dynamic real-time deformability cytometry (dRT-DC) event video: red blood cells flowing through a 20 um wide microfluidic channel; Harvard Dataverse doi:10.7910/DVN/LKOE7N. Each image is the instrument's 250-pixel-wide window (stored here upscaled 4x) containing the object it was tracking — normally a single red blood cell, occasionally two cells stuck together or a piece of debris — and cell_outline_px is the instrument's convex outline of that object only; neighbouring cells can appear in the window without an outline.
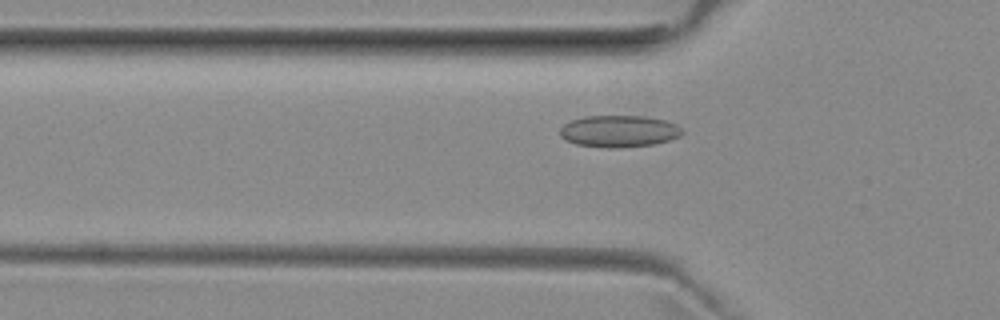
{"species": "common noctule bat (a hibernating species)", "species_latin": "Nyctalus noctula", "temperature_condition": "room temperature", "stored_images_in_passage": 52, "camera_frame_rate_fps": 3000, "um_per_image_px": 0.085, "animal": {"sex": "female", "body_mass_g": 29.2, "forearm_length_mm": 56.3}, "frame": {"image": 1, "passage_image": 17, "time_ms": 5.333, "image_size_px": [1000, 320], "cell_outline_px": [[684, 132], [680, 136], [668, 140], [652, 144], [620, 148], [608, 148], [576, 144], [560, 136], [560, 128], [564, 124], [572, 120], [584, 116], [644, 116], [664, 120], [676, 124]], "centroid_in_image_um": [52.61, 11.15], "position_along_channel_um": 73.2, "area_um2": 22.54}}
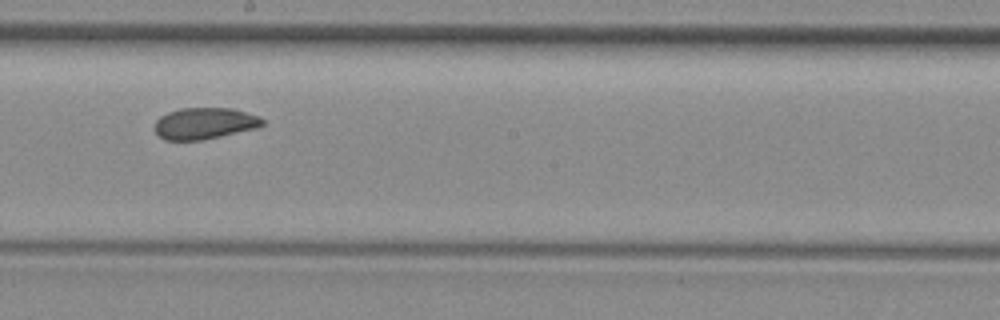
{"frame": {"image": 2, "passage_image": 29, "time_ms": 9.333, "image_size_px": [1000, 320], "cell_outline_px": [[264, 124], [256, 128], [200, 140], [164, 140], [156, 132], [156, 120], [160, 116], [168, 112], [180, 108], [232, 108], [260, 116], [264, 120]], "centroid_in_image_um": [17.39, 10.47], "position_along_channel_um": 230.8, "area_um2": 19.59}}
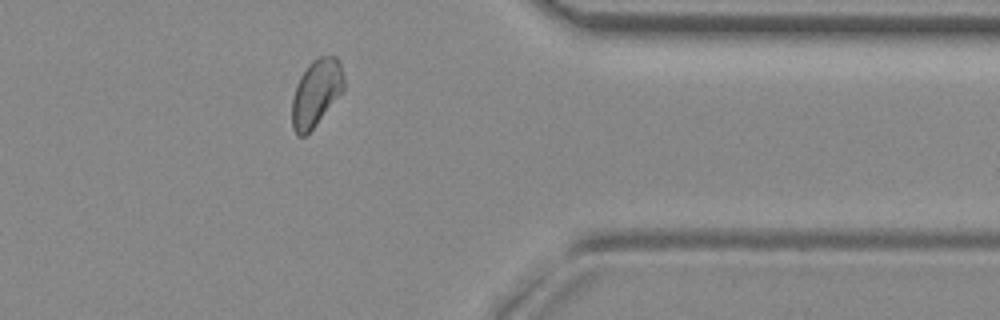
{"frame": {"image": 3, "passage_image": 42, "time_ms": 13.667, "image_size_px": [1000, 320], "cell_outline_px": [[344, 88], [312, 128], [304, 136], [296, 136], [292, 128], [292, 100], [296, 84], [300, 76], [308, 64], [312, 60], [320, 56], [336, 56], [340, 64], [344, 76]], "centroid_in_image_um": [26.84, 7.86], "position_along_channel_um": 384.6, "area_um2": 19.88}, "authors_computed_cell_mechanics": {"area_um2": 20.5768, "velocity_mm_per_s": 3.9301, "shape_relaxation_time_tau1_ms": 9.8977, "shape_relaxation_time_tau2_ms": 1.495, "deformation_change_tau1": 0.1212, "deformation_change_tau2": 0.0601}}